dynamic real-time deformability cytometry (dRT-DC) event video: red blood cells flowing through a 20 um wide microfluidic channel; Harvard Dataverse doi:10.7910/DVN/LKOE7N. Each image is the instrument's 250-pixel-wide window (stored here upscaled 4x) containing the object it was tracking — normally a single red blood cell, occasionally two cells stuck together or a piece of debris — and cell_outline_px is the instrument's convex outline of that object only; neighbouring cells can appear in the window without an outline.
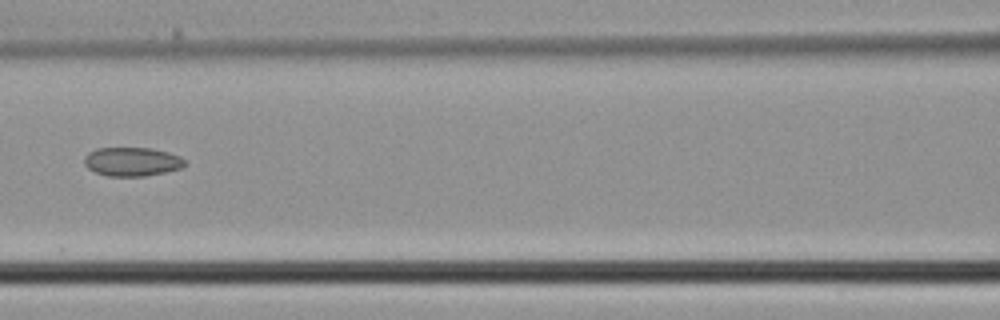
{"species": "common noctule bat (a hibernating species)", "species_latin": "Nyctalus noctula", "temperature_condition": "cold", "stored_images_in_passage": 5, "camera_frame_rate_fps": 3000, "um_per_image_px": 0.085, "animal": {"sex": "male", "body_mass_g": 21.5, "forearm_length_mm": 52.0}, "frame": {"image": 1, "passage_image": 5, "time_ms": 1.333, "image_size_px": [1000, 320], "cell_outline_px": [[184, 164], [180, 168], [164, 172], [144, 176], [108, 176], [96, 172], [88, 168], [84, 164], [84, 156], [88, 152], [96, 148], [152, 148], [168, 152], [180, 156], [184, 160]], "centroid_in_image_um": [11.18, 13.73], "position_along_channel_um": 155.4, "area_um2": 16.82}}